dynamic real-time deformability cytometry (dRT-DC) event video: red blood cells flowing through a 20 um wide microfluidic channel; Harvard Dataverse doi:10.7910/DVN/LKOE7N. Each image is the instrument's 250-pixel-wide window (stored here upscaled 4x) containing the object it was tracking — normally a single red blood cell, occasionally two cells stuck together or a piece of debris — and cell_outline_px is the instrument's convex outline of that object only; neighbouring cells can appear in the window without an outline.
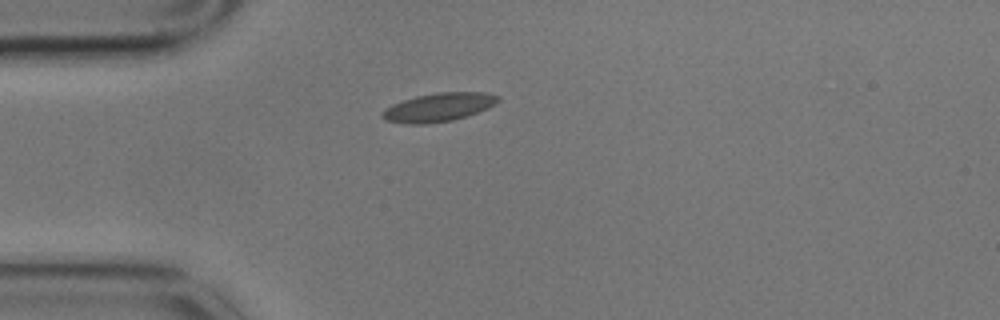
{"species": "common noctule bat (a hibernating species)", "species_latin": "Nyctalus noctula", "temperature_condition": "cold", "stored_images_in_passage": 8, "camera_frame_rate_fps": 3000, "um_per_image_px": 0.085, "animal": {"sex": "male", "body_mass_g": 17.9}, "frame": {"image": 1, "passage_image": 1, "time_ms": 0.0, "image_size_px": [1000, 320], "cell_outline_px": [[500, 100], [488, 108], [452, 120], [424, 124], [408, 124], [388, 120], [380, 116], [384, 108], [392, 104], [416, 96], [436, 92], [484, 92], [500, 96]], "centroid_in_image_um": [37.27, 9.1], "position_along_channel_um": 47.7, "area_um2": 19.07}}